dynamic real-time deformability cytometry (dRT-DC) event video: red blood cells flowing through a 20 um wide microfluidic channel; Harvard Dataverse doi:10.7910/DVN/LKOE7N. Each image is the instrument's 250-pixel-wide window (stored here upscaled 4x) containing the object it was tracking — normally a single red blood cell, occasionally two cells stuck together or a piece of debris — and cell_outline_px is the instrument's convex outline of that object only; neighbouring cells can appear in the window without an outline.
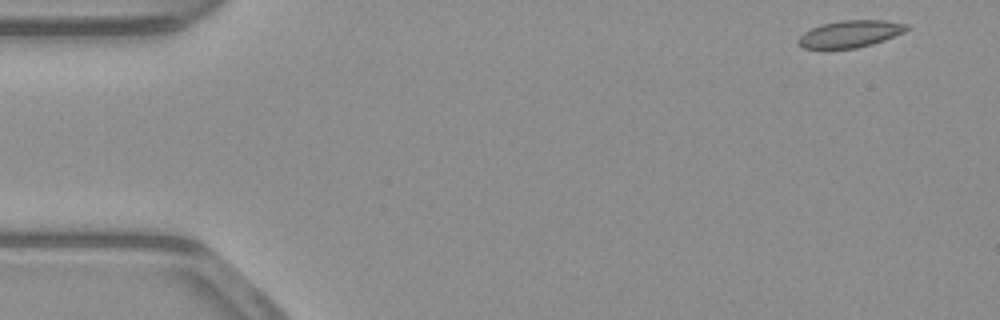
{"species": "common noctule bat (a hibernating species)", "species_latin": "Nyctalus noctula", "temperature_condition": "warm", "stored_images_in_passage": 12, "camera_frame_rate_fps": 3000, "um_per_image_px": 0.085, "animal": {"sex": "male", "body_mass_g": 23.1, "forearm_length_mm": 52.7}, "frame": {"image": 1, "passage_image": 1, "time_ms": 0.0, "image_size_px": [1000, 320], "cell_outline_px": [[908, 28], [904, 32], [884, 40], [872, 44], [856, 48], [804, 48], [796, 44], [796, 40], [804, 32], [820, 24], [840, 20], [884, 20], [908, 24]], "centroid_in_image_um": [72.24, 2.87], "position_along_channel_um": 12.8, "area_um2": 17.05}}